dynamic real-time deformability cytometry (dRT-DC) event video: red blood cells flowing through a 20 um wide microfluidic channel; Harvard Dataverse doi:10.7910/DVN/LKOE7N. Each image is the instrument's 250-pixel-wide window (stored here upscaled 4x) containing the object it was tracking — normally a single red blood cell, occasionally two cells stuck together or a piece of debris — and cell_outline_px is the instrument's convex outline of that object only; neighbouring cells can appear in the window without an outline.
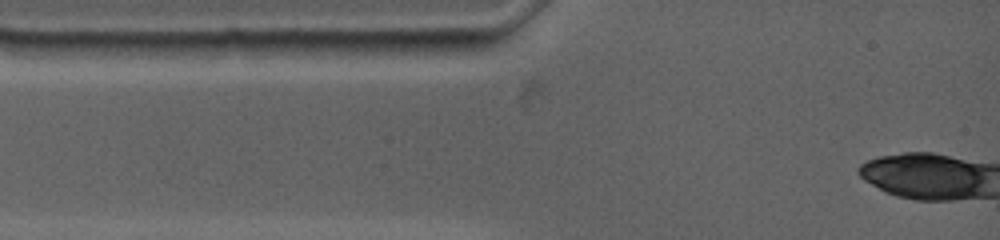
{"species": "common noctule bat (a hibernating species)", "species_latin": "Nyctalus noctula", "temperature_condition": "warm", "stored_images_in_passage": 2, "camera_frame_rate_fps": 4500, "um_per_image_px": 0.085, "animal": {"sex": "female", "body_mass_g": 19.0, "forearm_length_mm": 53.3}, "frame": {"image": 1, "passage_image": 1, "time_ms": 0.0, "image_size_px": [1000, 240], "cell_outline_px": [[472, 48], [456, 56], [416, 56], [372, 52], [372, 40], [472, 40]], "centroid_in_image_um": [35.88, 4.03], "position_along_channel_um": 49.1, "area_um2": 10.46}}